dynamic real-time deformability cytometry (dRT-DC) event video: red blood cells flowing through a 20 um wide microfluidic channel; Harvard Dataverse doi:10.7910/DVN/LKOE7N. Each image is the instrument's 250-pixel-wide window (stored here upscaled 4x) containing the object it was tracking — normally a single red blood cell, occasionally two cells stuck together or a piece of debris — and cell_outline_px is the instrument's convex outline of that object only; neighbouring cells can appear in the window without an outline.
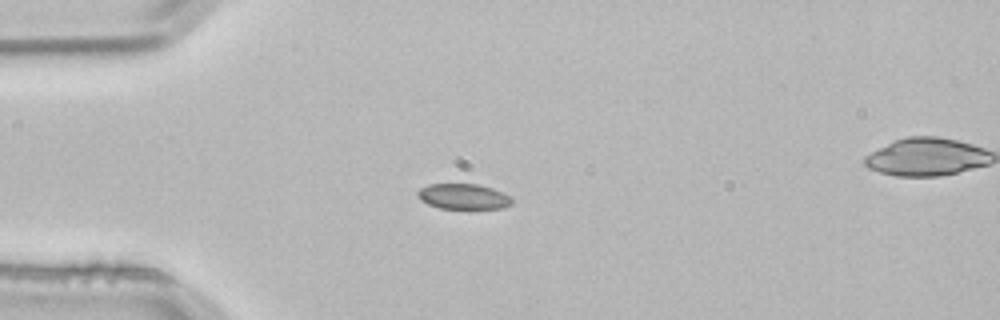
{"species": "common noctule bat (a hibernating species)", "species_latin": "Nyctalus noctula", "temperature_condition": "room temperature", "stored_images_in_passage": 3, "segment_of_instrument_passage": [1, 2], "camera_frame_rate_fps": 3000, "um_per_image_px": 0.085, "animal": {"sex": "male", "body_mass_g": 21.5, "forearm_length_mm": 52.0}, "frame": {"image": 1, "passage_image": 2, "time_ms": 0.333, "image_size_px": [1000, 320], "cell_outline_px": [[512, 204], [504, 208], [440, 208], [428, 204], [420, 200], [416, 192], [420, 188], [428, 184], [476, 184], [492, 188], [508, 196], [512, 200]], "centroid_in_image_um": [39.35, 16.7], "position_along_channel_um": 45.7, "area_um2": 13.81}}